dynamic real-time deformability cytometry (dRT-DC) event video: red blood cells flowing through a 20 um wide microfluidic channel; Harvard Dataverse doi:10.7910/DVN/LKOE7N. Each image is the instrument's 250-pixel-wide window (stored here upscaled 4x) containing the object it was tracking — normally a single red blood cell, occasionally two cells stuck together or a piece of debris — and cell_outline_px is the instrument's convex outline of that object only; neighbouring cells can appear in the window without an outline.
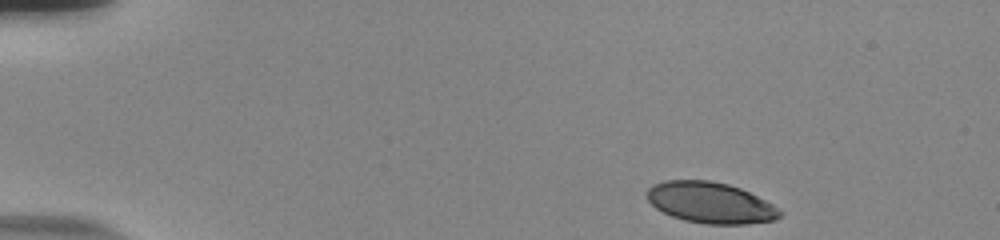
{"species": "human", "species_latin": "Homo sapiens", "temperature_condition": "room temperature", "stored_images_in_passage": 48, "camera_frame_rate_fps": 3000, "um_per_image_px": 0.085, "donor": {"sex": "male"}, "frame": {"image": 1, "passage_image": 1, "time_ms": 0.0, "image_size_px": [1000, 240], "cell_outline_px": [[780, 216], [776, 220], [744, 224], [708, 224], [684, 220], [672, 216], [656, 208], [648, 200], [648, 188], [652, 184], [664, 180], [708, 180], [728, 184], [740, 188], [772, 204], [780, 212]], "centroid_in_image_um": [60.36, 17.22], "position_along_channel_um": 24.6, "area_um2": 31.44}}
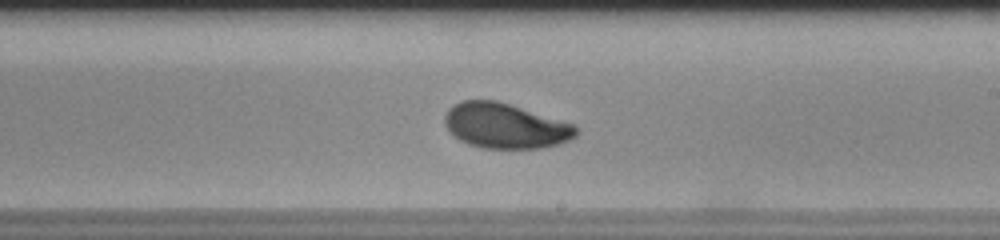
{"frame": {"image": 2, "passage_image": 27, "time_ms": 8.667, "image_size_px": [1000, 240], "cell_outline_px": [[580, 132], [576, 136], [560, 144], [540, 148], [480, 148], [468, 144], [460, 140], [444, 124], [444, 116], [448, 108], [452, 104], [460, 100], [496, 100], [572, 124]], "centroid_in_image_um": [42.91, 10.7], "position_along_channel_um": 246.1, "area_um2": 34.33}}
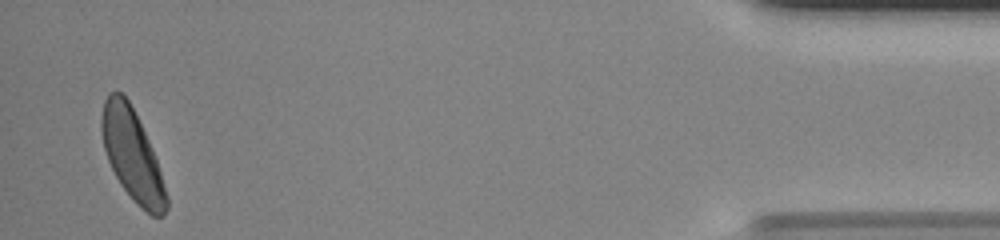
{"frame": {"image": 3, "passage_image": 47, "time_ms": 15.333, "image_size_px": [1000, 240], "cell_outline_px": [[168, 208], [164, 216], [152, 216], [140, 208], [136, 204], [120, 184], [108, 160], [104, 148], [100, 128], [100, 120], [104, 100], [108, 92], [120, 92], [128, 100], [148, 140], [156, 160], [168, 196]], "centroid_in_image_um": [11.23, 13.21], "position_along_channel_um": 424.0, "area_um2": 34.04}, "authors_computed_cell_mechanics": {"area_um2": 34.2176, "velocity_mm_per_s": 3.7447, "shape_relaxation_time_tau1_ms": 3.0061, "shape_relaxation_time_tau2_ms": 3.1819, "deformation_change_tau1": 0.1347, "deformation_change_tau2": 0.0836}}